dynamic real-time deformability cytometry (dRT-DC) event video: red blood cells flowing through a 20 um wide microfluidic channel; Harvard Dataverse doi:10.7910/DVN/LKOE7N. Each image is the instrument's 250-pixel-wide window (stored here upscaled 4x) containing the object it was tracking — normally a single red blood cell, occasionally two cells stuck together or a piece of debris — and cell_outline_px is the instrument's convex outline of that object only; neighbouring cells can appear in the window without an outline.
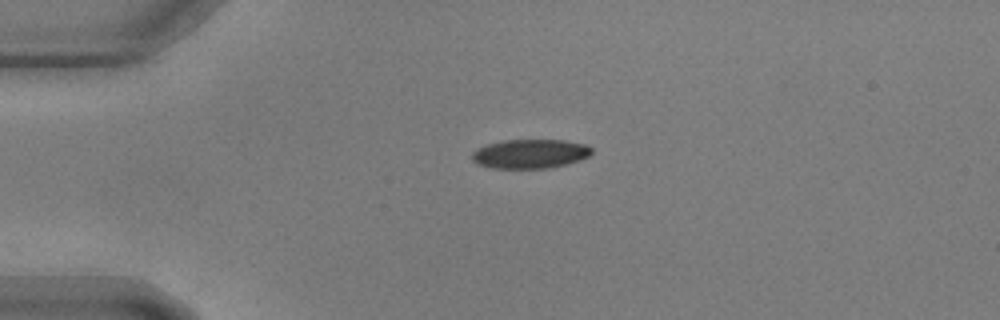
{"species": "common noctule bat (a hibernating species)", "species_latin": "Nyctalus noctula", "temperature_condition": "warm", "stored_images_in_passage": 32, "camera_frame_rate_fps": 3000, "um_per_image_px": 0.085, "animal": {"sex": "male", "body_mass_g": 17.9, "forearm_length_mm": 54.2}, "frame": {"image": 1, "passage_image": 1, "time_ms": 0.0, "image_size_px": [1000, 320], "cell_outline_px": [[592, 152], [588, 156], [580, 160], [548, 168], [492, 168], [476, 164], [472, 160], [472, 152], [476, 148], [488, 144], [504, 140], [564, 140], [584, 144], [592, 148]], "centroid_in_image_um": [45.02, 13.07], "position_along_channel_um": 40.0, "area_um2": 20.29}}
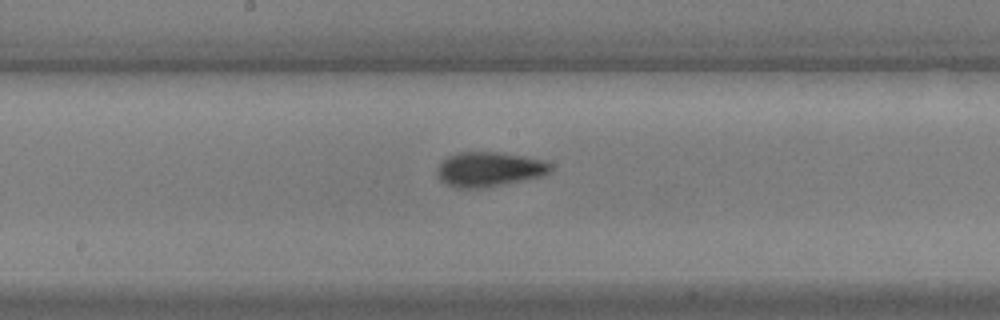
{"frame": {"image": 2, "passage_image": 18, "time_ms": 5.667, "image_size_px": [1000, 320], "cell_outline_px": [[552, 168], [544, 176], [484, 188], [452, 188], [444, 184], [436, 176], [436, 172], [440, 164], [448, 156], [460, 152], [500, 152], [524, 156], [544, 160], [552, 164]], "centroid_in_image_um": [41.57, 14.4], "position_along_channel_um": 206.6, "area_um2": 23.18}}
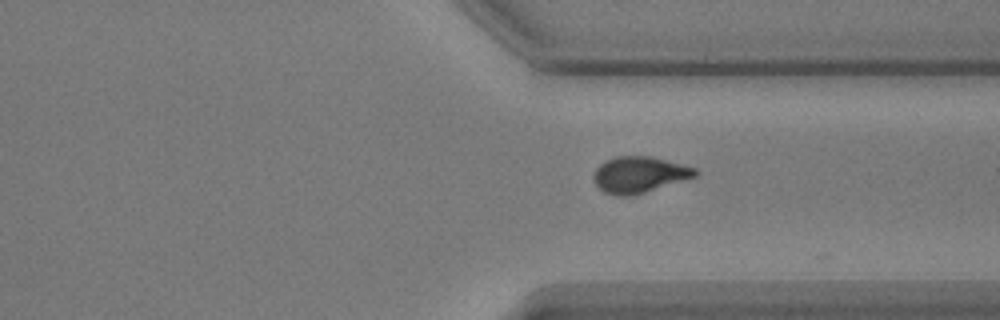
{"frame": {"image": 3, "passage_image": 31, "time_ms": 10.0, "image_size_px": [1000, 320], "cell_outline_px": [[696, 176], [644, 192], [628, 196], [616, 196], [604, 192], [592, 180], [592, 176], [596, 168], [604, 160], [616, 156], [652, 156], [696, 168]], "centroid_in_image_um": [54.28, 14.83], "position_along_channel_um": 357.1, "area_um2": 21.27}}